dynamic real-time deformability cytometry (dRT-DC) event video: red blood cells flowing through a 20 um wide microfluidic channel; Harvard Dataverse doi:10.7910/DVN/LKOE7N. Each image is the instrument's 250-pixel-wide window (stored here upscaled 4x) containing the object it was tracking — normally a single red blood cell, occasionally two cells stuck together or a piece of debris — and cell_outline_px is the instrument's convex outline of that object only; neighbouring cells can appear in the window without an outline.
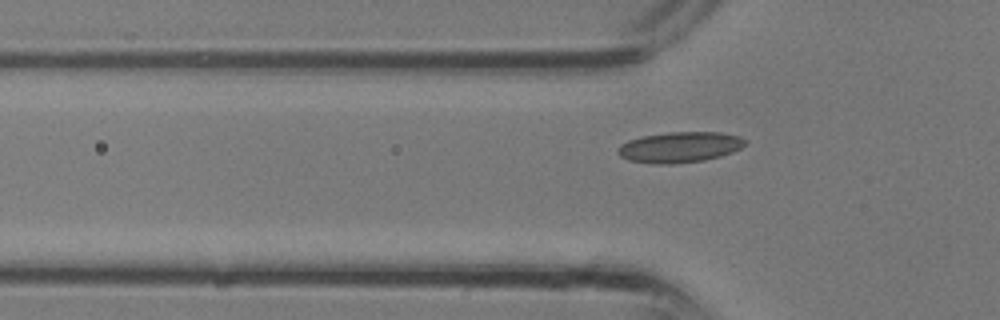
{"species": "common noctule bat (a hibernating species)", "species_latin": "Nyctalus noctula", "temperature_condition": "room temperature", "stored_images_in_passage": 3, "segment_of_instrument_passage": [2, 2], "camera_frame_rate_fps": 3000, "um_per_image_px": 0.085, "animal": {"sex": "male", "body_mass_g": 13.3}, "frame": {"image": 1, "passage_image": 3, "time_ms": 0.667, "image_size_px": [1000, 320], "cell_outline_px": [[744, 144], [740, 148], [732, 152], [720, 156], [704, 160], [672, 164], [656, 164], [628, 160], [620, 156], [616, 152], [616, 148], [620, 144], [628, 140], [644, 136], [668, 132], [720, 132], [740, 136], [744, 140]], "centroid_in_image_um": [57.73, 12.51], "position_along_channel_um": 68.1, "area_um2": 22.72}}